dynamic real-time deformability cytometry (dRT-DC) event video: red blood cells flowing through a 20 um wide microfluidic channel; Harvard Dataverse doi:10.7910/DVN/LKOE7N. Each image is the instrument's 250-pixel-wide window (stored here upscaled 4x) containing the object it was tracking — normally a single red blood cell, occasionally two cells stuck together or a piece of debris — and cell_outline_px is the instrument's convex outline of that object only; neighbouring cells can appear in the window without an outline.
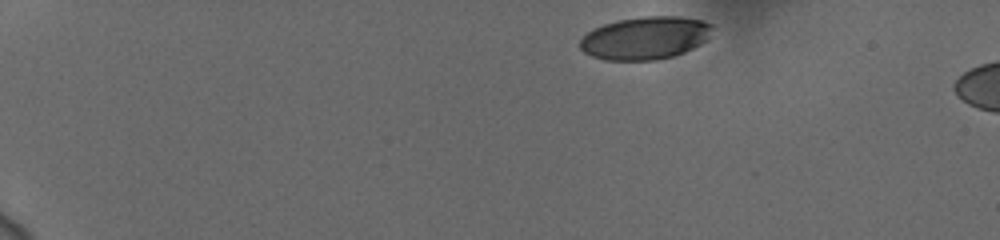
{"species": "human", "species_latin": "Homo sapiens", "temperature_condition": "cold", "stored_images_in_passage": 6, "camera_frame_rate_fps": 3000, "um_per_image_px": 0.085, "donor": {"sex": "female"}, "frame": {"image": 1, "passage_image": 1, "time_ms": 0.0, "image_size_px": [1000, 240], "cell_outline_px": [[712, 28], [704, 40], [700, 44], [684, 52], [672, 56], [656, 60], [604, 60], [592, 56], [584, 52], [580, 48], [580, 40], [592, 28], [616, 20], [640, 16], [680, 16], [700, 20], [712, 24]], "centroid_in_image_um": [54.8, 3.22], "position_along_channel_um": 30.2, "area_um2": 32.89}}